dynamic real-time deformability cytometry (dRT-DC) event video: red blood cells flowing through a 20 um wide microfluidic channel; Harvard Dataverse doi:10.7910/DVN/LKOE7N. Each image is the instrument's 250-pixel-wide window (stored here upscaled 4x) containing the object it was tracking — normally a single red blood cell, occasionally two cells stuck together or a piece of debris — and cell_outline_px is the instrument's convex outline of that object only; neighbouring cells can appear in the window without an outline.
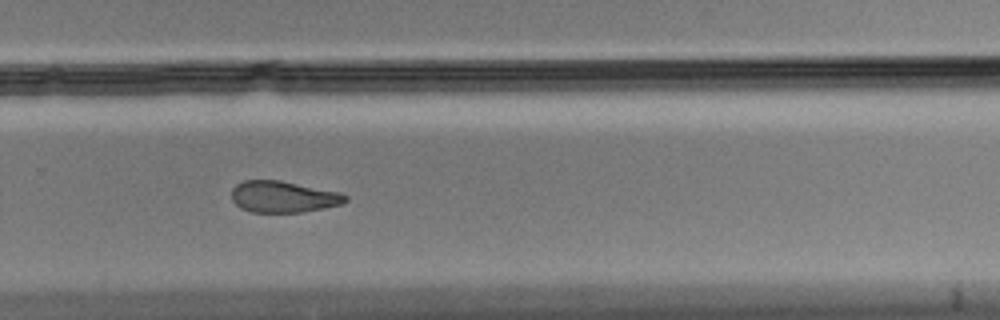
{"species": "Egyptian fruit bat (a non-hibernating species)", "species_latin": "Rousettus aegyptiacus", "temperature_condition": "cold", "stored_images_in_passage": 13, "camera_frame_rate_fps": 3000, "um_per_image_px": 0.085, "animal": {"sex": "male"}, "frame": {"image": 1, "passage_image": 10, "time_ms": 3.0, "image_size_px": [1000, 320], "cell_outline_px": [[348, 200], [340, 204], [324, 208], [304, 212], [252, 212], [240, 208], [232, 200], [232, 188], [236, 184], [244, 180], [280, 180], [340, 192], [348, 196]], "centroid_in_image_um": [24.07, 16.72], "position_along_channel_um": 305.7, "area_um2": 20.92}}
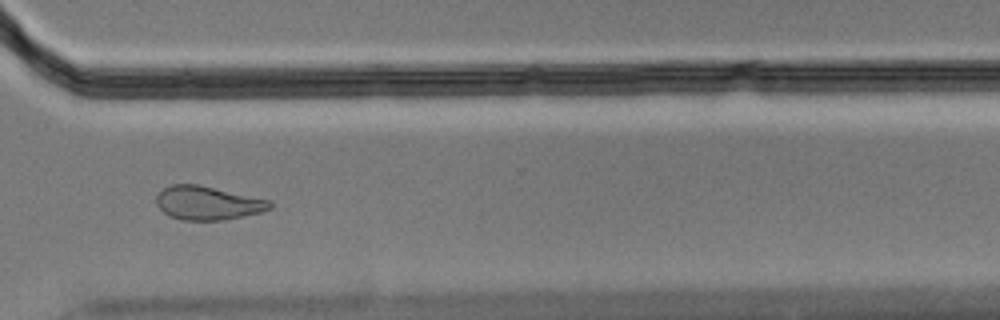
{"frame": {"image": 2, "passage_image": 11, "time_ms": 3.333, "image_size_px": [1000, 320], "cell_outline_px": [[272, 208], [260, 212], [224, 220], [180, 220], [168, 216], [156, 204], [156, 196], [164, 188], [172, 184], [196, 184], [272, 200]], "centroid_in_image_um": [17.65, 17.26], "position_along_channel_um": 352.9, "area_um2": 22.25}}